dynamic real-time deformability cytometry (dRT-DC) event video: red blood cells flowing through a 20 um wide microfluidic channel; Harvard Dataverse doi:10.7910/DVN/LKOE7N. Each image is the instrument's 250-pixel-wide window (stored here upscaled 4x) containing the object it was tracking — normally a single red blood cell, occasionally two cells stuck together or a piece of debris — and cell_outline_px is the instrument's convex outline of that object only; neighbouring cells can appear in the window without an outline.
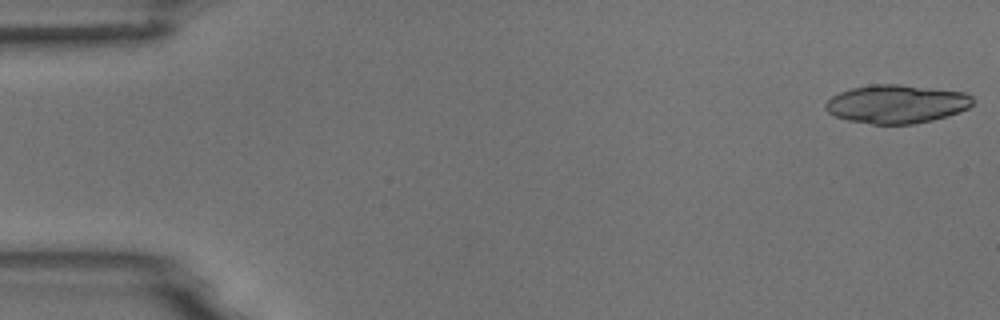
{"species": "common noctule bat (a hibernating species)", "species_latin": "Nyctalus noctula", "temperature_condition": "room temperature", "stored_images_in_passage": 5, "camera_frame_rate_fps": 3000, "um_per_image_px": 0.085, "animal": {"sex": "male", "body_mass_g": 18.8}, "frame": {"image": 1, "passage_image": 1, "time_ms": 0.0, "image_size_px": [1000, 320], "cell_outline_px": [[972, 104], [968, 108], [960, 112], [932, 120], [912, 124], [872, 124], [848, 120], [836, 116], [828, 112], [824, 108], [824, 104], [832, 96], [840, 92], [852, 88], [872, 84], [900, 84], [964, 92], [972, 96]], "centroid_in_image_um": [76.19, 8.84], "position_along_channel_um": 8.8, "area_um2": 32.95}}